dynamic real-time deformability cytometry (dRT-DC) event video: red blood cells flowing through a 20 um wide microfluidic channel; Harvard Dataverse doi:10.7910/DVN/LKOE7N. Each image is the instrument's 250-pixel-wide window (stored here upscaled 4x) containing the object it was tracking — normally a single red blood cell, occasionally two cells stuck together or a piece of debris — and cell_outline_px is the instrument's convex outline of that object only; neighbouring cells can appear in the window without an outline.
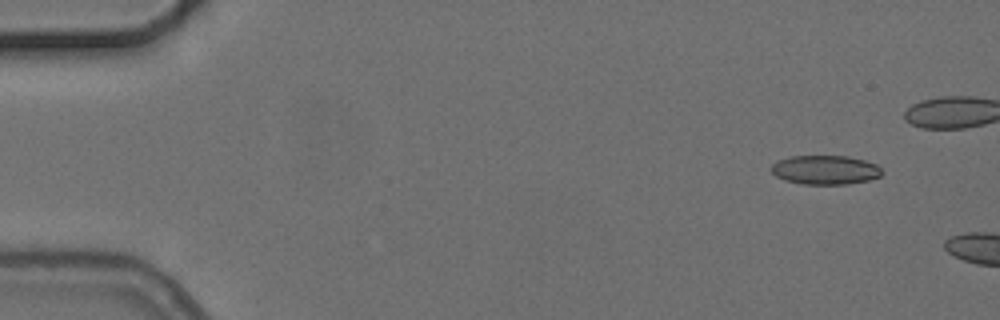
{"species": "common noctule bat (a hibernating species)", "species_latin": "Nyctalus noctula", "temperature_condition": "cold", "stored_images_in_passage": 4, "camera_frame_rate_fps": 3000, "um_per_image_px": 0.085, "animal": {"sex": "female", "body_mass_g": 24.6, "forearm_length_mm": 56.2}, "frame": {"image": 1, "passage_image": 1, "time_ms": 0.0, "image_size_px": [1000, 320], "cell_outline_px": [[884, 172], [880, 176], [868, 180], [848, 184], [804, 184], [784, 180], [776, 176], [772, 172], [772, 164], [780, 160], [792, 156], [848, 156], [864, 160], [876, 164]], "centroid_in_image_um": [70.17, 14.44], "position_along_channel_um": 14.8, "area_um2": 18.67}}